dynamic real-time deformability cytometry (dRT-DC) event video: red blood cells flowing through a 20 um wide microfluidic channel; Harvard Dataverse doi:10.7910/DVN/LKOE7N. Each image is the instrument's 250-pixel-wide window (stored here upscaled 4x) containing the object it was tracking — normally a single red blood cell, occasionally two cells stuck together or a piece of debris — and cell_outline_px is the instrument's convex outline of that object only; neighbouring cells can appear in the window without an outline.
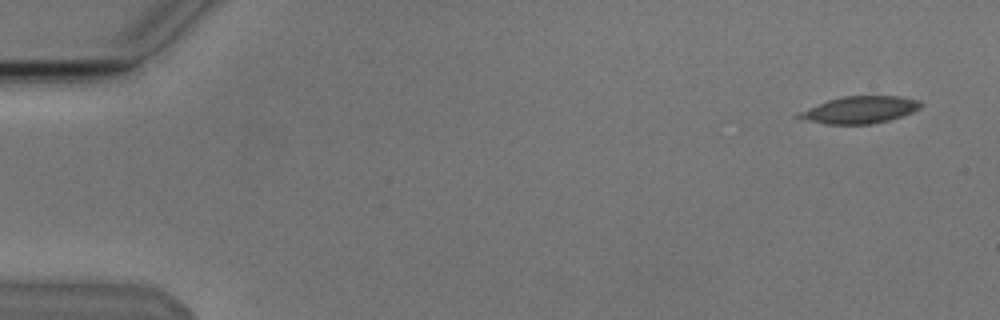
{"species": "Egyptian fruit bat (a non-hibernating species)", "species_latin": "Rousettus aegyptiacus", "temperature_condition": "cold", "stored_images_in_passage": 9, "camera_frame_rate_fps": 3000, "um_per_image_px": 0.085, "animal": {"sex": "male"}, "frame": {"image": 1, "passage_image": 1, "time_ms": 0.0, "image_size_px": [1000, 320], "cell_outline_px": [[924, 104], [920, 108], [912, 112], [888, 120], [872, 124], [828, 124], [808, 120], [796, 116], [800, 112], [828, 100], [844, 96], [900, 96], [920, 100]], "centroid_in_image_um": [73.16, 9.32], "position_along_channel_um": 11.8, "area_um2": 18.9}}
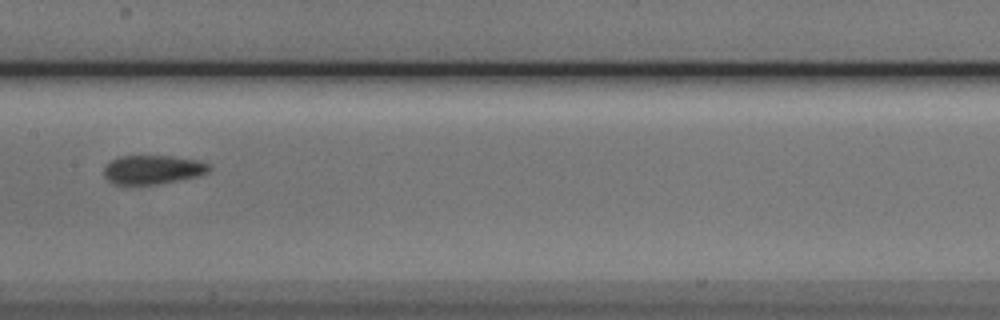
{"frame": {"image": 2, "passage_image": 8, "time_ms": 8.333, "image_size_px": [1000, 320], "cell_outline_px": [[212, 168], [208, 172], [200, 176], [160, 184], [116, 184], [108, 180], [104, 176], [104, 164], [120, 156], [172, 156], [200, 160], [208, 164]], "centroid_in_image_um": [13.01, 14.41], "position_along_channel_um": 194.4, "area_um2": 17.92}}
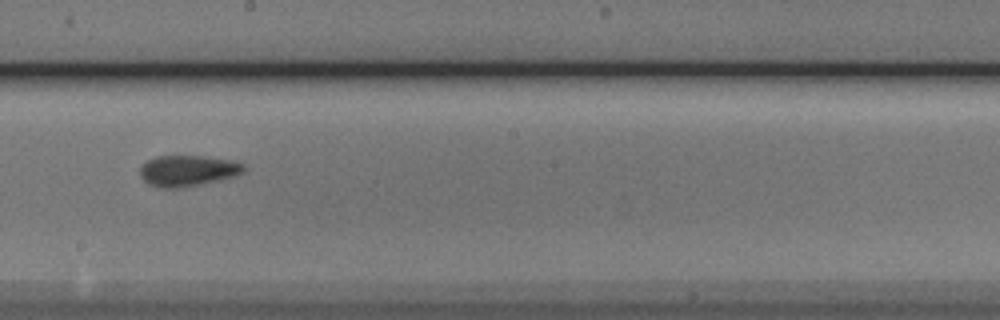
{"frame": {"image": 3, "passage_image": 9, "time_ms": 9.333, "image_size_px": [1000, 320], "cell_outline_px": [[244, 172], [232, 176], [200, 184], [180, 188], [160, 188], [148, 184], [140, 176], [140, 168], [148, 160], [156, 156], [204, 156], [232, 160], [244, 164]], "centroid_in_image_um": [15.93, 14.51], "position_along_channel_um": 232.3, "area_um2": 18.55}}